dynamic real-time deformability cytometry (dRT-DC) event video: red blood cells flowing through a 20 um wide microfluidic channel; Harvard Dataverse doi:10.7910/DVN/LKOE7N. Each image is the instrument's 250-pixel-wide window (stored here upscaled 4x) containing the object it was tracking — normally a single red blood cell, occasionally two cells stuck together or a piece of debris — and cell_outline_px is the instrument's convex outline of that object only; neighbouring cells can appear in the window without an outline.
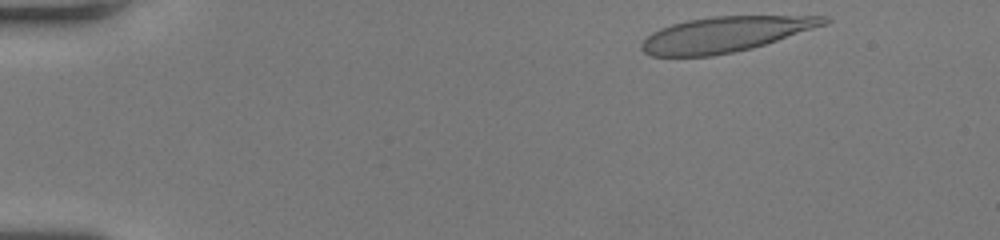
{"species": "human", "species_latin": "Homo sapiens", "temperature_condition": "room temperature", "stored_images_in_passage": 47, "camera_frame_rate_fps": 3000, "um_per_image_px": 0.085, "donor": {"sex": "female"}, "frame": {"image": 1, "passage_image": 2, "time_ms": 0.333, "image_size_px": [1000, 240], "cell_outline_px": [[832, 20], [828, 24], [752, 48], [712, 56], [652, 56], [644, 52], [640, 48], [640, 44], [652, 32], [660, 28], [672, 24], [688, 20], [712, 16], [828, 16]], "centroid_in_image_um": [61.65, 2.91], "position_along_channel_um": 23.3, "area_um2": 37.4}}
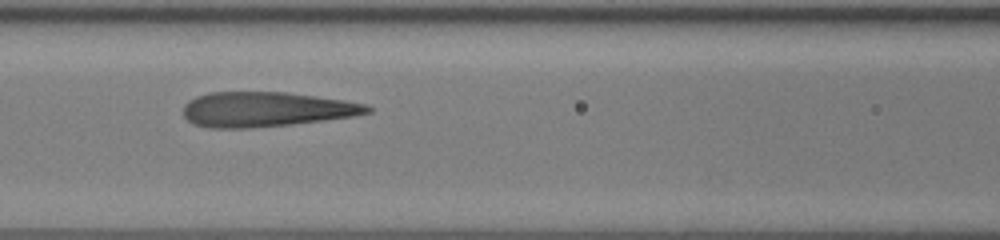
{"frame": {"image": 2, "passage_image": 19, "time_ms": 6.0, "image_size_px": [1000, 240], "cell_outline_px": [[372, 112], [356, 116], [292, 124], [248, 128], [208, 128], [192, 124], [184, 116], [184, 104], [188, 100], [196, 96], [212, 92], [284, 92], [344, 100], [368, 104], [372, 108]], "centroid_in_image_um": [22.61, 9.3], "position_along_channel_um": 144.0, "area_um2": 37.51}}
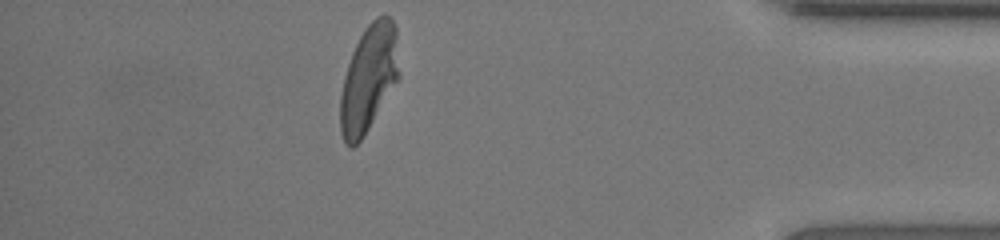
{"frame": {"image": 3, "passage_image": 41, "time_ms": 13.333, "image_size_px": [1000, 240], "cell_outline_px": [[400, 76], [364, 136], [352, 148], [348, 148], [344, 144], [340, 132], [340, 96], [344, 76], [352, 52], [360, 36], [368, 24], [376, 16], [388, 16], [396, 24]], "centroid_in_image_um": [31.34, 6.68], "position_along_channel_um": 403.9, "area_um2": 36.76}, "authors_computed_cell_mechanics": {"area_um2": 37.5122, "velocity_mm_per_s": 4.0671, "shape_relaxation_time_tau1_ms": 9.2743, "shape_relaxation_time_tau2_ms": 0.8495, "deformation_change_tau1": 0.3442, "deformation_change_tau2": 0.1068}}